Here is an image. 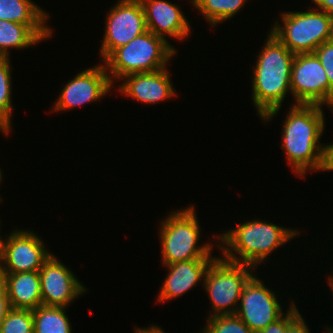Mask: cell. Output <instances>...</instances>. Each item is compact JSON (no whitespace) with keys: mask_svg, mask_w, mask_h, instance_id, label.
<instances>
[{"mask_svg":"<svg viewBox=\"0 0 333 333\" xmlns=\"http://www.w3.org/2000/svg\"><path fill=\"white\" fill-rule=\"evenodd\" d=\"M136 328V329H135ZM135 332L134 333H165L161 327L157 325H151L150 327L146 328H139V327H134Z\"/></svg>","mask_w":333,"mask_h":333,"instance_id":"4dcf8cb0","label":"cell"},{"mask_svg":"<svg viewBox=\"0 0 333 333\" xmlns=\"http://www.w3.org/2000/svg\"><path fill=\"white\" fill-rule=\"evenodd\" d=\"M281 15L283 23L273 24L270 32L294 55L313 53L332 38L333 18L321 10L309 7L304 12L289 11Z\"/></svg>","mask_w":333,"mask_h":333,"instance_id":"8992f818","label":"cell"},{"mask_svg":"<svg viewBox=\"0 0 333 333\" xmlns=\"http://www.w3.org/2000/svg\"><path fill=\"white\" fill-rule=\"evenodd\" d=\"M214 27L220 22L227 21L235 16L248 0H191L190 1Z\"/></svg>","mask_w":333,"mask_h":333,"instance_id":"44dd1931","label":"cell"},{"mask_svg":"<svg viewBox=\"0 0 333 333\" xmlns=\"http://www.w3.org/2000/svg\"><path fill=\"white\" fill-rule=\"evenodd\" d=\"M326 330H328L330 333H333V329H332V327H329V328H328V326H327Z\"/></svg>","mask_w":333,"mask_h":333,"instance_id":"e575fe53","label":"cell"},{"mask_svg":"<svg viewBox=\"0 0 333 333\" xmlns=\"http://www.w3.org/2000/svg\"><path fill=\"white\" fill-rule=\"evenodd\" d=\"M294 57L274 34L268 33L263 49L257 56L251 86V99L257 114L266 123L277 116L286 94L291 93L290 79Z\"/></svg>","mask_w":333,"mask_h":333,"instance_id":"7a4b0ae2","label":"cell"},{"mask_svg":"<svg viewBox=\"0 0 333 333\" xmlns=\"http://www.w3.org/2000/svg\"><path fill=\"white\" fill-rule=\"evenodd\" d=\"M107 12L105 34L100 46L104 60L114 49L128 44L147 31L145 14L139 0H119Z\"/></svg>","mask_w":333,"mask_h":333,"instance_id":"30bf717a","label":"cell"},{"mask_svg":"<svg viewBox=\"0 0 333 333\" xmlns=\"http://www.w3.org/2000/svg\"><path fill=\"white\" fill-rule=\"evenodd\" d=\"M285 333H310V330L299 313L287 326Z\"/></svg>","mask_w":333,"mask_h":333,"instance_id":"83f0119b","label":"cell"},{"mask_svg":"<svg viewBox=\"0 0 333 333\" xmlns=\"http://www.w3.org/2000/svg\"><path fill=\"white\" fill-rule=\"evenodd\" d=\"M298 232V229L283 228L266 220H248L216 236L220 243L216 246L224 254V259L256 269L269 254L296 237Z\"/></svg>","mask_w":333,"mask_h":333,"instance_id":"3957f363","label":"cell"},{"mask_svg":"<svg viewBox=\"0 0 333 333\" xmlns=\"http://www.w3.org/2000/svg\"><path fill=\"white\" fill-rule=\"evenodd\" d=\"M291 304L286 314H284L274 323L269 324L266 328L258 333H285L288 324L300 313L299 309L295 305V302H292Z\"/></svg>","mask_w":333,"mask_h":333,"instance_id":"484cf974","label":"cell"},{"mask_svg":"<svg viewBox=\"0 0 333 333\" xmlns=\"http://www.w3.org/2000/svg\"><path fill=\"white\" fill-rule=\"evenodd\" d=\"M275 293L253 274L242 289L235 314L254 333L260 332L285 314Z\"/></svg>","mask_w":333,"mask_h":333,"instance_id":"8fae6325","label":"cell"},{"mask_svg":"<svg viewBox=\"0 0 333 333\" xmlns=\"http://www.w3.org/2000/svg\"><path fill=\"white\" fill-rule=\"evenodd\" d=\"M1 275L11 308L34 310L43 305L39 271Z\"/></svg>","mask_w":333,"mask_h":333,"instance_id":"ac0fdd59","label":"cell"},{"mask_svg":"<svg viewBox=\"0 0 333 333\" xmlns=\"http://www.w3.org/2000/svg\"><path fill=\"white\" fill-rule=\"evenodd\" d=\"M121 79L124 82L119 85V92L145 104L154 105L177 96L167 67L155 72L130 74Z\"/></svg>","mask_w":333,"mask_h":333,"instance_id":"9a60e30c","label":"cell"},{"mask_svg":"<svg viewBox=\"0 0 333 333\" xmlns=\"http://www.w3.org/2000/svg\"><path fill=\"white\" fill-rule=\"evenodd\" d=\"M0 333H34L32 310L12 308L6 315Z\"/></svg>","mask_w":333,"mask_h":333,"instance_id":"cb8c5ba5","label":"cell"},{"mask_svg":"<svg viewBox=\"0 0 333 333\" xmlns=\"http://www.w3.org/2000/svg\"><path fill=\"white\" fill-rule=\"evenodd\" d=\"M328 284L330 285V289L332 290V292H333V276H329V278H328Z\"/></svg>","mask_w":333,"mask_h":333,"instance_id":"d6a6232c","label":"cell"},{"mask_svg":"<svg viewBox=\"0 0 333 333\" xmlns=\"http://www.w3.org/2000/svg\"><path fill=\"white\" fill-rule=\"evenodd\" d=\"M199 221L193 206L175 210L160 223L159 238L161 244L162 264L195 259H215L209 242L197 245L200 240Z\"/></svg>","mask_w":333,"mask_h":333,"instance_id":"5b68a950","label":"cell"},{"mask_svg":"<svg viewBox=\"0 0 333 333\" xmlns=\"http://www.w3.org/2000/svg\"><path fill=\"white\" fill-rule=\"evenodd\" d=\"M2 283V275H1V269H0V284Z\"/></svg>","mask_w":333,"mask_h":333,"instance_id":"d590c367","label":"cell"},{"mask_svg":"<svg viewBox=\"0 0 333 333\" xmlns=\"http://www.w3.org/2000/svg\"><path fill=\"white\" fill-rule=\"evenodd\" d=\"M142 4L147 30L163 38L176 40L188 37L191 26L180 6L167 0H139Z\"/></svg>","mask_w":333,"mask_h":333,"instance_id":"5bb4252c","label":"cell"},{"mask_svg":"<svg viewBox=\"0 0 333 333\" xmlns=\"http://www.w3.org/2000/svg\"><path fill=\"white\" fill-rule=\"evenodd\" d=\"M330 109L332 110V113H333V104L331 105Z\"/></svg>","mask_w":333,"mask_h":333,"instance_id":"8d00e7d4","label":"cell"},{"mask_svg":"<svg viewBox=\"0 0 333 333\" xmlns=\"http://www.w3.org/2000/svg\"><path fill=\"white\" fill-rule=\"evenodd\" d=\"M49 14L31 0H0V20L21 24H47Z\"/></svg>","mask_w":333,"mask_h":333,"instance_id":"d6986e66","label":"cell"},{"mask_svg":"<svg viewBox=\"0 0 333 333\" xmlns=\"http://www.w3.org/2000/svg\"><path fill=\"white\" fill-rule=\"evenodd\" d=\"M6 238H0L1 274L39 271L52 255L41 237L30 230H13Z\"/></svg>","mask_w":333,"mask_h":333,"instance_id":"ba28073f","label":"cell"},{"mask_svg":"<svg viewBox=\"0 0 333 333\" xmlns=\"http://www.w3.org/2000/svg\"><path fill=\"white\" fill-rule=\"evenodd\" d=\"M214 259H195L163 265L169 270L158 294V302L162 303L181 297L193 289L199 281H204L205 273Z\"/></svg>","mask_w":333,"mask_h":333,"instance_id":"2e32d148","label":"cell"},{"mask_svg":"<svg viewBox=\"0 0 333 333\" xmlns=\"http://www.w3.org/2000/svg\"><path fill=\"white\" fill-rule=\"evenodd\" d=\"M112 88L113 84L103 63L84 69L63 86L52 110L67 111L99 101Z\"/></svg>","mask_w":333,"mask_h":333,"instance_id":"7c38bea8","label":"cell"},{"mask_svg":"<svg viewBox=\"0 0 333 333\" xmlns=\"http://www.w3.org/2000/svg\"><path fill=\"white\" fill-rule=\"evenodd\" d=\"M290 87L295 100L293 104L329 107V80L314 52L295 54Z\"/></svg>","mask_w":333,"mask_h":333,"instance_id":"9c48e42d","label":"cell"},{"mask_svg":"<svg viewBox=\"0 0 333 333\" xmlns=\"http://www.w3.org/2000/svg\"><path fill=\"white\" fill-rule=\"evenodd\" d=\"M41 297L44 306L68 307L87 289L71 269L51 255L39 270Z\"/></svg>","mask_w":333,"mask_h":333,"instance_id":"4fadbf2b","label":"cell"},{"mask_svg":"<svg viewBox=\"0 0 333 333\" xmlns=\"http://www.w3.org/2000/svg\"><path fill=\"white\" fill-rule=\"evenodd\" d=\"M11 304L5 286L0 284V331L6 315L11 310Z\"/></svg>","mask_w":333,"mask_h":333,"instance_id":"4316f807","label":"cell"},{"mask_svg":"<svg viewBox=\"0 0 333 333\" xmlns=\"http://www.w3.org/2000/svg\"><path fill=\"white\" fill-rule=\"evenodd\" d=\"M282 127V144L287 163L299 177L307 171H323L326 144H320L325 130L323 106L291 104Z\"/></svg>","mask_w":333,"mask_h":333,"instance_id":"6da1fadb","label":"cell"},{"mask_svg":"<svg viewBox=\"0 0 333 333\" xmlns=\"http://www.w3.org/2000/svg\"><path fill=\"white\" fill-rule=\"evenodd\" d=\"M2 176H3V175H2V171H1V169H0V184H1L2 180H3V179H2ZM1 200H2V199H0V201H1Z\"/></svg>","mask_w":333,"mask_h":333,"instance_id":"836d02e7","label":"cell"},{"mask_svg":"<svg viewBox=\"0 0 333 333\" xmlns=\"http://www.w3.org/2000/svg\"><path fill=\"white\" fill-rule=\"evenodd\" d=\"M0 131L2 133L5 134V136H7L9 134V132L5 129V127L0 123Z\"/></svg>","mask_w":333,"mask_h":333,"instance_id":"1f68e13d","label":"cell"},{"mask_svg":"<svg viewBox=\"0 0 333 333\" xmlns=\"http://www.w3.org/2000/svg\"><path fill=\"white\" fill-rule=\"evenodd\" d=\"M10 57H0V123L10 133L12 130V77Z\"/></svg>","mask_w":333,"mask_h":333,"instance_id":"7402d4cb","label":"cell"},{"mask_svg":"<svg viewBox=\"0 0 333 333\" xmlns=\"http://www.w3.org/2000/svg\"><path fill=\"white\" fill-rule=\"evenodd\" d=\"M46 24H21L0 20V57H10L9 50L27 49L52 36ZM11 48V49H10Z\"/></svg>","mask_w":333,"mask_h":333,"instance_id":"e0dca14e","label":"cell"},{"mask_svg":"<svg viewBox=\"0 0 333 333\" xmlns=\"http://www.w3.org/2000/svg\"><path fill=\"white\" fill-rule=\"evenodd\" d=\"M318 10L329 14L333 18V0H312Z\"/></svg>","mask_w":333,"mask_h":333,"instance_id":"f1b7e54d","label":"cell"},{"mask_svg":"<svg viewBox=\"0 0 333 333\" xmlns=\"http://www.w3.org/2000/svg\"><path fill=\"white\" fill-rule=\"evenodd\" d=\"M333 170V144L327 143L326 152H325V165L323 171H332Z\"/></svg>","mask_w":333,"mask_h":333,"instance_id":"f546056e","label":"cell"},{"mask_svg":"<svg viewBox=\"0 0 333 333\" xmlns=\"http://www.w3.org/2000/svg\"><path fill=\"white\" fill-rule=\"evenodd\" d=\"M252 270H255L252 266L234 263L222 256L211 262L202 281L213 309L208 318L236 313L242 289L253 275Z\"/></svg>","mask_w":333,"mask_h":333,"instance_id":"52a82bcc","label":"cell"},{"mask_svg":"<svg viewBox=\"0 0 333 333\" xmlns=\"http://www.w3.org/2000/svg\"><path fill=\"white\" fill-rule=\"evenodd\" d=\"M207 320L202 333H254L236 314L217 315Z\"/></svg>","mask_w":333,"mask_h":333,"instance_id":"603a6c76","label":"cell"},{"mask_svg":"<svg viewBox=\"0 0 333 333\" xmlns=\"http://www.w3.org/2000/svg\"><path fill=\"white\" fill-rule=\"evenodd\" d=\"M176 49L149 30L128 44L114 49L103 61L110 80H121L134 73L155 72L166 68Z\"/></svg>","mask_w":333,"mask_h":333,"instance_id":"277c9868","label":"cell"},{"mask_svg":"<svg viewBox=\"0 0 333 333\" xmlns=\"http://www.w3.org/2000/svg\"><path fill=\"white\" fill-rule=\"evenodd\" d=\"M66 307L41 305L32 310L34 333H72Z\"/></svg>","mask_w":333,"mask_h":333,"instance_id":"ffe728a7","label":"cell"},{"mask_svg":"<svg viewBox=\"0 0 333 333\" xmlns=\"http://www.w3.org/2000/svg\"><path fill=\"white\" fill-rule=\"evenodd\" d=\"M314 53L320 60L329 80V108L333 104V41L321 44Z\"/></svg>","mask_w":333,"mask_h":333,"instance_id":"d4e9b609","label":"cell"}]
</instances>
